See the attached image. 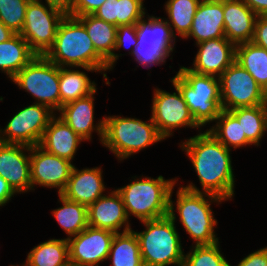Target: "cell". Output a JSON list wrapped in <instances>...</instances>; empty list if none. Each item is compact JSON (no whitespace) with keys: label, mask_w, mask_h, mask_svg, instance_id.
I'll list each match as a JSON object with an SVG mask.
<instances>
[{"label":"cell","mask_w":267,"mask_h":266,"mask_svg":"<svg viewBox=\"0 0 267 266\" xmlns=\"http://www.w3.org/2000/svg\"><path fill=\"white\" fill-rule=\"evenodd\" d=\"M178 189L176 203L171 200L174 186L171 189L168 215L176 221L175 212H178L179 220L184 227L183 230L193 239L194 245H211L219 242L214 231L218 222L214 219V212L210 205L212 204L211 202L220 204L224 200L215 195L194 192L183 187Z\"/></svg>","instance_id":"3957f363"},{"label":"cell","mask_w":267,"mask_h":266,"mask_svg":"<svg viewBox=\"0 0 267 266\" xmlns=\"http://www.w3.org/2000/svg\"><path fill=\"white\" fill-rule=\"evenodd\" d=\"M61 106L59 116L75 133L86 141L92 138V132L96 131L102 144L104 136V118L94 124V95Z\"/></svg>","instance_id":"d6986e66"},{"label":"cell","mask_w":267,"mask_h":266,"mask_svg":"<svg viewBox=\"0 0 267 266\" xmlns=\"http://www.w3.org/2000/svg\"><path fill=\"white\" fill-rule=\"evenodd\" d=\"M137 32H136V24L132 25H124L117 27V36H116V45L114 49L113 55L106 61L107 63V70L113 69L116 61L118 60L119 56L122 54L115 53V50H119L121 48L125 49V46L131 47L129 55L133 54L134 48L137 46Z\"/></svg>","instance_id":"8d00e7d4"},{"label":"cell","mask_w":267,"mask_h":266,"mask_svg":"<svg viewBox=\"0 0 267 266\" xmlns=\"http://www.w3.org/2000/svg\"><path fill=\"white\" fill-rule=\"evenodd\" d=\"M251 42L267 50V16H257Z\"/></svg>","instance_id":"f35d334b"},{"label":"cell","mask_w":267,"mask_h":266,"mask_svg":"<svg viewBox=\"0 0 267 266\" xmlns=\"http://www.w3.org/2000/svg\"><path fill=\"white\" fill-rule=\"evenodd\" d=\"M59 202L62 207L54 209L52 215L57 223L70 238L78 235L88 226L87 206L78 202L69 200L63 195L58 194Z\"/></svg>","instance_id":"f546056e"},{"label":"cell","mask_w":267,"mask_h":266,"mask_svg":"<svg viewBox=\"0 0 267 266\" xmlns=\"http://www.w3.org/2000/svg\"><path fill=\"white\" fill-rule=\"evenodd\" d=\"M73 163L46 152L39 145L30 147V173L32 190L35 185L58 188L60 194L66 187Z\"/></svg>","instance_id":"9a60e30c"},{"label":"cell","mask_w":267,"mask_h":266,"mask_svg":"<svg viewBox=\"0 0 267 266\" xmlns=\"http://www.w3.org/2000/svg\"><path fill=\"white\" fill-rule=\"evenodd\" d=\"M88 226L106 229L114 233L132 230L127 217L124 203L115 189L108 195H103L87 207ZM124 228L123 231L121 228Z\"/></svg>","instance_id":"ac0fdd59"},{"label":"cell","mask_w":267,"mask_h":266,"mask_svg":"<svg viewBox=\"0 0 267 266\" xmlns=\"http://www.w3.org/2000/svg\"><path fill=\"white\" fill-rule=\"evenodd\" d=\"M257 16H267V0H242Z\"/></svg>","instance_id":"b9f144b4"},{"label":"cell","mask_w":267,"mask_h":266,"mask_svg":"<svg viewBox=\"0 0 267 266\" xmlns=\"http://www.w3.org/2000/svg\"><path fill=\"white\" fill-rule=\"evenodd\" d=\"M176 73L170 81L180 90L195 122L200 127L214 122L222 111L218 77L198 74L184 66Z\"/></svg>","instance_id":"8992f818"},{"label":"cell","mask_w":267,"mask_h":266,"mask_svg":"<svg viewBox=\"0 0 267 266\" xmlns=\"http://www.w3.org/2000/svg\"><path fill=\"white\" fill-rule=\"evenodd\" d=\"M77 18L83 23L95 50L107 61L114 53L117 26L98 19L92 14Z\"/></svg>","instance_id":"4316f807"},{"label":"cell","mask_w":267,"mask_h":266,"mask_svg":"<svg viewBox=\"0 0 267 266\" xmlns=\"http://www.w3.org/2000/svg\"><path fill=\"white\" fill-rule=\"evenodd\" d=\"M28 266H63L69 262L67 238L49 239L35 246L28 253Z\"/></svg>","instance_id":"f1b7e54d"},{"label":"cell","mask_w":267,"mask_h":266,"mask_svg":"<svg viewBox=\"0 0 267 266\" xmlns=\"http://www.w3.org/2000/svg\"><path fill=\"white\" fill-rule=\"evenodd\" d=\"M44 56L59 67H78L103 73L106 85H110L105 73L106 60L95 50L83 23L77 17L65 15L59 24L53 46Z\"/></svg>","instance_id":"7a4b0ae2"},{"label":"cell","mask_w":267,"mask_h":266,"mask_svg":"<svg viewBox=\"0 0 267 266\" xmlns=\"http://www.w3.org/2000/svg\"><path fill=\"white\" fill-rule=\"evenodd\" d=\"M35 56L27 41L20 34H15L0 43V70L11 80Z\"/></svg>","instance_id":"d4e9b609"},{"label":"cell","mask_w":267,"mask_h":266,"mask_svg":"<svg viewBox=\"0 0 267 266\" xmlns=\"http://www.w3.org/2000/svg\"><path fill=\"white\" fill-rule=\"evenodd\" d=\"M10 266H18V265H10ZM20 266V265H19ZM22 266H28V264L26 263V262H24L23 264H22Z\"/></svg>","instance_id":"7dc6e473"},{"label":"cell","mask_w":267,"mask_h":266,"mask_svg":"<svg viewBox=\"0 0 267 266\" xmlns=\"http://www.w3.org/2000/svg\"><path fill=\"white\" fill-rule=\"evenodd\" d=\"M65 15L57 8L44 5L42 1H29L20 35L36 55L44 56L53 46L59 24Z\"/></svg>","instance_id":"30bf717a"},{"label":"cell","mask_w":267,"mask_h":266,"mask_svg":"<svg viewBox=\"0 0 267 266\" xmlns=\"http://www.w3.org/2000/svg\"><path fill=\"white\" fill-rule=\"evenodd\" d=\"M237 266H267V246L247 255Z\"/></svg>","instance_id":"ab89813d"},{"label":"cell","mask_w":267,"mask_h":266,"mask_svg":"<svg viewBox=\"0 0 267 266\" xmlns=\"http://www.w3.org/2000/svg\"><path fill=\"white\" fill-rule=\"evenodd\" d=\"M198 52L193 67L188 69L203 75L219 77L236 58V45L226 37L210 39L196 44Z\"/></svg>","instance_id":"e0dca14e"},{"label":"cell","mask_w":267,"mask_h":266,"mask_svg":"<svg viewBox=\"0 0 267 266\" xmlns=\"http://www.w3.org/2000/svg\"><path fill=\"white\" fill-rule=\"evenodd\" d=\"M106 0H73L70 15L74 17L93 14Z\"/></svg>","instance_id":"74e56055"},{"label":"cell","mask_w":267,"mask_h":266,"mask_svg":"<svg viewBox=\"0 0 267 266\" xmlns=\"http://www.w3.org/2000/svg\"><path fill=\"white\" fill-rule=\"evenodd\" d=\"M193 37L196 44L225 37L223 0H201L191 29L184 39Z\"/></svg>","instance_id":"7402d4cb"},{"label":"cell","mask_w":267,"mask_h":266,"mask_svg":"<svg viewBox=\"0 0 267 266\" xmlns=\"http://www.w3.org/2000/svg\"><path fill=\"white\" fill-rule=\"evenodd\" d=\"M30 0H0V21L14 33L20 34Z\"/></svg>","instance_id":"d590c367"},{"label":"cell","mask_w":267,"mask_h":266,"mask_svg":"<svg viewBox=\"0 0 267 266\" xmlns=\"http://www.w3.org/2000/svg\"><path fill=\"white\" fill-rule=\"evenodd\" d=\"M265 98H266V102H267V90L265 91Z\"/></svg>","instance_id":"c3c4849f"},{"label":"cell","mask_w":267,"mask_h":266,"mask_svg":"<svg viewBox=\"0 0 267 266\" xmlns=\"http://www.w3.org/2000/svg\"><path fill=\"white\" fill-rule=\"evenodd\" d=\"M83 141L85 140L57 115L50 120L39 146L50 154L72 162L78 145Z\"/></svg>","instance_id":"603a6c76"},{"label":"cell","mask_w":267,"mask_h":266,"mask_svg":"<svg viewBox=\"0 0 267 266\" xmlns=\"http://www.w3.org/2000/svg\"><path fill=\"white\" fill-rule=\"evenodd\" d=\"M45 1H46V4H48L49 6L57 8L61 10L62 12H64L65 14L70 15V10L72 7L73 0H45Z\"/></svg>","instance_id":"7bdbcfd3"},{"label":"cell","mask_w":267,"mask_h":266,"mask_svg":"<svg viewBox=\"0 0 267 266\" xmlns=\"http://www.w3.org/2000/svg\"><path fill=\"white\" fill-rule=\"evenodd\" d=\"M0 176L17 194L32 190L30 146L0 142Z\"/></svg>","instance_id":"2e32d148"},{"label":"cell","mask_w":267,"mask_h":266,"mask_svg":"<svg viewBox=\"0 0 267 266\" xmlns=\"http://www.w3.org/2000/svg\"><path fill=\"white\" fill-rule=\"evenodd\" d=\"M135 178L136 176L130 184L116 189L122 198L128 219L130 214L139 221L168 216L169 195L178 179L165 180L161 175L156 179Z\"/></svg>","instance_id":"277c9868"},{"label":"cell","mask_w":267,"mask_h":266,"mask_svg":"<svg viewBox=\"0 0 267 266\" xmlns=\"http://www.w3.org/2000/svg\"><path fill=\"white\" fill-rule=\"evenodd\" d=\"M215 122L208 131L229 150L253 145L242 136L241 124L230 111L222 109Z\"/></svg>","instance_id":"1f68e13d"},{"label":"cell","mask_w":267,"mask_h":266,"mask_svg":"<svg viewBox=\"0 0 267 266\" xmlns=\"http://www.w3.org/2000/svg\"><path fill=\"white\" fill-rule=\"evenodd\" d=\"M200 1L168 0L165 3V12L169 19H166V21L170 25L174 36L178 34L184 39L188 35Z\"/></svg>","instance_id":"836d02e7"},{"label":"cell","mask_w":267,"mask_h":266,"mask_svg":"<svg viewBox=\"0 0 267 266\" xmlns=\"http://www.w3.org/2000/svg\"><path fill=\"white\" fill-rule=\"evenodd\" d=\"M174 88L176 92L169 93L157 88L153 93L151 118L164 138L172 136L177 128H201L190 113L180 90L176 86Z\"/></svg>","instance_id":"4fadbf2b"},{"label":"cell","mask_w":267,"mask_h":266,"mask_svg":"<svg viewBox=\"0 0 267 266\" xmlns=\"http://www.w3.org/2000/svg\"><path fill=\"white\" fill-rule=\"evenodd\" d=\"M145 15L136 23L137 46L133 58L148 69L153 65H163L174 50L176 36L165 18Z\"/></svg>","instance_id":"9c48e42d"},{"label":"cell","mask_w":267,"mask_h":266,"mask_svg":"<svg viewBox=\"0 0 267 266\" xmlns=\"http://www.w3.org/2000/svg\"><path fill=\"white\" fill-rule=\"evenodd\" d=\"M180 148L186 152L196 171L202 190L192 182L183 188L208 193L226 200H232L235 186L230 151L219 142L208 129L203 133L185 139Z\"/></svg>","instance_id":"6da1fadb"},{"label":"cell","mask_w":267,"mask_h":266,"mask_svg":"<svg viewBox=\"0 0 267 266\" xmlns=\"http://www.w3.org/2000/svg\"><path fill=\"white\" fill-rule=\"evenodd\" d=\"M48 106L32 103L18 111L0 129V142L36 146L40 144L50 120L57 114Z\"/></svg>","instance_id":"7c38bea8"},{"label":"cell","mask_w":267,"mask_h":266,"mask_svg":"<svg viewBox=\"0 0 267 266\" xmlns=\"http://www.w3.org/2000/svg\"><path fill=\"white\" fill-rule=\"evenodd\" d=\"M19 89H24L37 104L60 110L59 66L43 55H36L12 79Z\"/></svg>","instance_id":"ba28073f"},{"label":"cell","mask_w":267,"mask_h":266,"mask_svg":"<svg viewBox=\"0 0 267 266\" xmlns=\"http://www.w3.org/2000/svg\"><path fill=\"white\" fill-rule=\"evenodd\" d=\"M145 230L135 232L144 266H183L184 251L175 220L169 215L141 221Z\"/></svg>","instance_id":"5b68a950"},{"label":"cell","mask_w":267,"mask_h":266,"mask_svg":"<svg viewBox=\"0 0 267 266\" xmlns=\"http://www.w3.org/2000/svg\"><path fill=\"white\" fill-rule=\"evenodd\" d=\"M102 169L99 167L84 168L73 166L66 187L60 193L65 198L86 205L94 203L105 195L106 186L103 182Z\"/></svg>","instance_id":"ffe728a7"},{"label":"cell","mask_w":267,"mask_h":266,"mask_svg":"<svg viewBox=\"0 0 267 266\" xmlns=\"http://www.w3.org/2000/svg\"><path fill=\"white\" fill-rule=\"evenodd\" d=\"M116 233L87 226L78 235L67 238L69 261L82 266H99L107 260Z\"/></svg>","instance_id":"5bb4252c"},{"label":"cell","mask_w":267,"mask_h":266,"mask_svg":"<svg viewBox=\"0 0 267 266\" xmlns=\"http://www.w3.org/2000/svg\"><path fill=\"white\" fill-rule=\"evenodd\" d=\"M235 61L247 70L257 84L267 90V50L252 42L236 45Z\"/></svg>","instance_id":"83f0119b"},{"label":"cell","mask_w":267,"mask_h":266,"mask_svg":"<svg viewBox=\"0 0 267 266\" xmlns=\"http://www.w3.org/2000/svg\"><path fill=\"white\" fill-rule=\"evenodd\" d=\"M223 110L266 104L265 91L253 76L234 61L219 77Z\"/></svg>","instance_id":"8fae6325"},{"label":"cell","mask_w":267,"mask_h":266,"mask_svg":"<svg viewBox=\"0 0 267 266\" xmlns=\"http://www.w3.org/2000/svg\"><path fill=\"white\" fill-rule=\"evenodd\" d=\"M107 259H111L112 266H144L139 242L132 230L114 235Z\"/></svg>","instance_id":"4dcf8cb0"},{"label":"cell","mask_w":267,"mask_h":266,"mask_svg":"<svg viewBox=\"0 0 267 266\" xmlns=\"http://www.w3.org/2000/svg\"><path fill=\"white\" fill-rule=\"evenodd\" d=\"M237 118L242 128V136L255 146L260 145V141L265 132V119L267 103L252 107H239L230 110Z\"/></svg>","instance_id":"d6a6232c"},{"label":"cell","mask_w":267,"mask_h":266,"mask_svg":"<svg viewBox=\"0 0 267 266\" xmlns=\"http://www.w3.org/2000/svg\"><path fill=\"white\" fill-rule=\"evenodd\" d=\"M267 131V112H266V119H265V132Z\"/></svg>","instance_id":"bcb514c9"},{"label":"cell","mask_w":267,"mask_h":266,"mask_svg":"<svg viewBox=\"0 0 267 266\" xmlns=\"http://www.w3.org/2000/svg\"><path fill=\"white\" fill-rule=\"evenodd\" d=\"M73 67H59V92L61 106L89 96L97 90L96 83L91 82L83 71Z\"/></svg>","instance_id":"484cf974"},{"label":"cell","mask_w":267,"mask_h":266,"mask_svg":"<svg viewBox=\"0 0 267 266\" xmlns=\"http://www.w3.org/2000/svg\"><path fill=\"white\" fill-rule=\"evenodd\" d=\"M163 139L166 140L159 133L151 117L147 123L121 115L104 116L102 145L112 151L120 161Z\"/></svg>","instance_id":"52a82bcc"},{"label":"cell","mask_w":267,"mask_h":266,"mask_svg":"<svg viewBox=\"0 0 267 266\" xmlns=\"http://www.w3.org/2000/svg\"><path fill=\"white\" fill-rule=\"evenodd\" d=\"M144 0H106L92 15L115 26L136 24L146 12Z\"/></svg>","instance_id":"cb8c5ba5"},{"label":"cell","mask_w":267,"mask_h":266,"mask_svg":"<svg viewBox=\"0 0 267 266\" xmlns=\"http://www.w3.org/2000/svg\"><path fill=\"white\" fill-rule=\"evenodd\" d=\"M225 37L233 44L251 42L257 14L242 0H223Z\"/></svg>","instance_id":"44dd1931"},{"label":"cell","mask_w":267,"mask_h":266,"mask_svg":"<svg viewBox=\"0 0 267 266\" xmlns=\"http://www.w3.org/2000/svg\"><path fill=\"white\" fill-rule=\"evenodd\" d=\"M184 255L183 266H229L221 254L219 242L211 245H194Z\"/></svg>","instance_id":"e575fe53"},{"label":"cell","mask_w":267,"mask_h":266,"mask_svg":"<svg viewBox=\"0 0 267 266\" xmlns=\"http://www.w3.org/2000/svg\"><path fill=\"white\" fill-rule=\"evenodd\" d=\"M16 33H14L11 29L7 28L0 21V43L8 41L11 37H13Z\"/></svg>","instance_id":"ee69618b"},{"label":"cell","mask_w":267,"mask_h":266,"mask_svg":"<svg viewBox=\"0 0 267 266\" xmlns=\"http://www.w3.org/2000/svg\"><path fill=\"white\" fill-rule=\"evenodd\" d=\"M16 192L9 183L0 176V207L6 205L14 197Z\"/></svg>","instance_id":"60d3db41"},{"label":"cell","mask_w":267,"mask_h":266,"mask_svg":"<svg viewBox=\"0 0 267 266\" xmlns=\"http://www.w3.org/2000/svg\"><path fill=\"white\" fill-rule=\"evenodd\" d=\"M63 266H82L80 264H75V263H72V262H68L67 264L63 265Z\"/></svg>","instance_id":"f6af8a7d"}]
</instances>
